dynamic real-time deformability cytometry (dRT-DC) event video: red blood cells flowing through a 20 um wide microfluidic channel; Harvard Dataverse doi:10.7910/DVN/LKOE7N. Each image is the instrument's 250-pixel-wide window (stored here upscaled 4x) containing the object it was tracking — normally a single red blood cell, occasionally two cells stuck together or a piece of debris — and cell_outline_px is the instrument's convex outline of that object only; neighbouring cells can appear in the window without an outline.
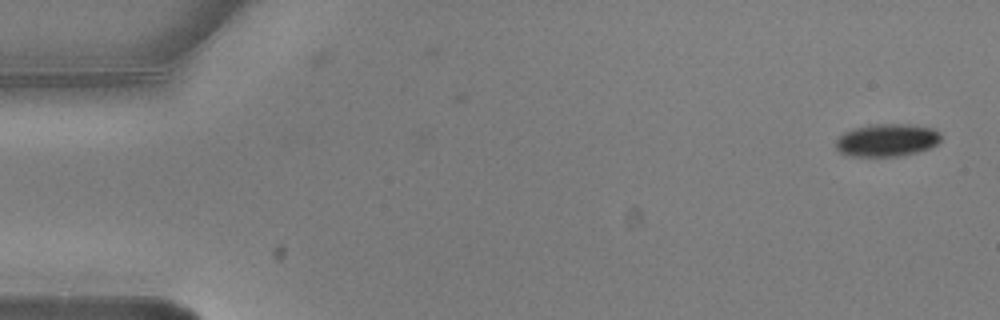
{"species": "common noctule bat (a hibernating species)", "species_latin": "Nyctalus noctula", "temperature_condition": "warm", "stored_images_in_passage": 5, "camera_frame_rate_fps": 3000, "um_per_image_px": 0.085, "animal": {"sex": "male", "body_mass_g": 20.5, "forearm_length_mm": 52.5}, "frame": {"image": 1, "passage_image": 1, "time_ms": 0.0, "image_size_px": [1000, 320], "cell_outline_px": [[940, 140], [936, 144], [928, 148], [916, 152], [900, 156], [844, 156], [836, 148], [836, 140], [844, 132], [868, 124], [912, 124], [932, 128], [940, 132]], "centroid_in_image_um": [75.37, 11.91], "position_along_channel_um": 9.6, "area_um2": 20.06}}
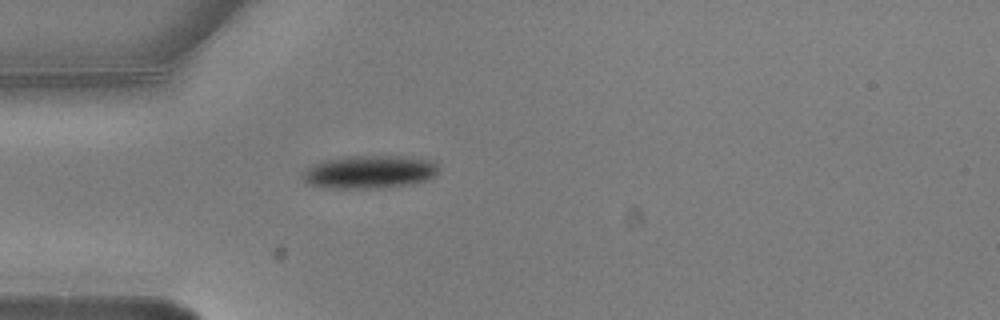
{"frame": {"image": 2, "passage_image": 5, "time_ms": 1.333, "image_size_px": [1000, 320], "cell_outline_px": [[440, 168], [436, 176], [412, 184], [384, 188], [328, 188], [308, 184], [300, 176], [312, 164], [324, 160], [340, 156], [404, 156], [432, 160]], "centroid_in_image_um": [31.41, 14.61], "position_along_channel_um": 53.6, "area_um2": 26.53}}